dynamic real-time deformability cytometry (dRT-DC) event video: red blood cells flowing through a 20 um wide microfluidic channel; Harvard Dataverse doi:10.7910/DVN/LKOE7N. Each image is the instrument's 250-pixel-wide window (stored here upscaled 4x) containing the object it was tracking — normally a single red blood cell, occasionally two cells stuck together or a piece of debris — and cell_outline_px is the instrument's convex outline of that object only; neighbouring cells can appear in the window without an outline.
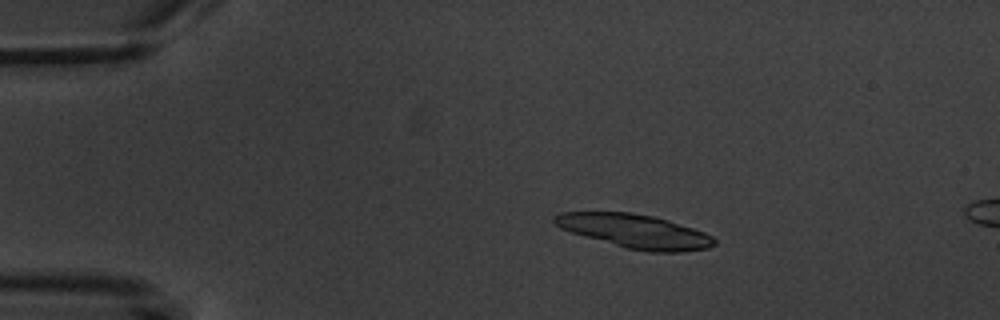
{"species": "common noctule bat (a hibernating species)", "species_latin": "Nyctalus noctula", "temperature_condition": "warm", "stored_images_in_passage": 4, "camera_frame_rate_fps": 3000, "um_per_image_px": 0.085, "animal": {"sex": "male", "body_mass_g": 20.1, "forearm_length_mm": 53.5}, "frame": {"image": 1, "passage_image": 3, "time_ms": 3.0, "image_size_px": [1000, 320], "cell_outline_px": [[716, 244], [708, 248], [680, 252], [648, 252], [624, 248], [584, 236], [560, 228], [552, 220], [560, 212], [632, 212], [652, 216], [668, 220], [704, 232], [712, 236], [716, 240]], "centroid_in_image_um": [53.98, 19.66], "position_along_channel_um": 31.0, "area_um2": 31.44}}